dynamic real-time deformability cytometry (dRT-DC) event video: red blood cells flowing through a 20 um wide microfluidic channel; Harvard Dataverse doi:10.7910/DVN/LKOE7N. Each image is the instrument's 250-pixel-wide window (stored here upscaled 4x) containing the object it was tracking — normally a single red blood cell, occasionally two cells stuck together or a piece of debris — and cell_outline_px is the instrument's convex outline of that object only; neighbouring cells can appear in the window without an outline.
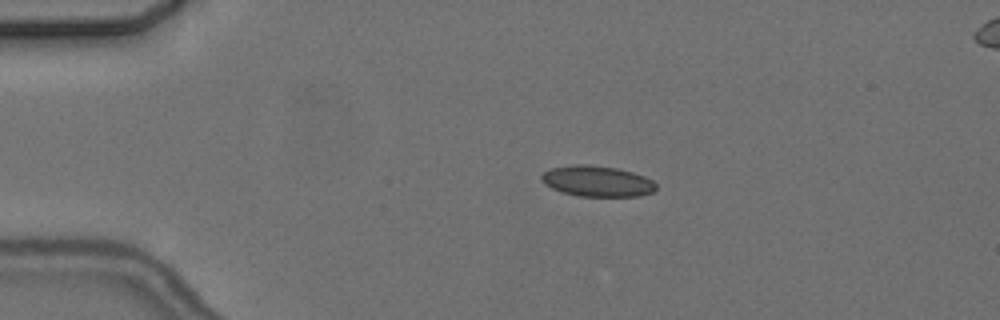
{"species": "common noctule bat (a hibernating species)", "species_latin": "Nyctalus noctula", "temperature_condition": "cold", "stored_images_in_passage": 8, "camera_frame_rate_fps": 3000, "um_per_image_px": 0.085, "animal": {"sex": "female", "body_mass_g": 24.6, "forearm_length_mm": 56.2}, "frame": {"image": 1, "passage_image": 4, "time_ms": 3.333, "image_size_px": [1000, 320], "cell_outline_px": [[656, 188], [652, 192], [640, 196], [580, 196], [564, 192], [552, 188], [544, 184], [540, 180], [540, 176], [544, 172], [552, 168], [572, 164], [592, 164], [616, 168], [632, 172], [644, 176], [652, 180], [656, 184]], "centroid_in_image_um": [50.74, 15.39], "position_along_channel_um": 34.3, "area_um2": 20.58}}
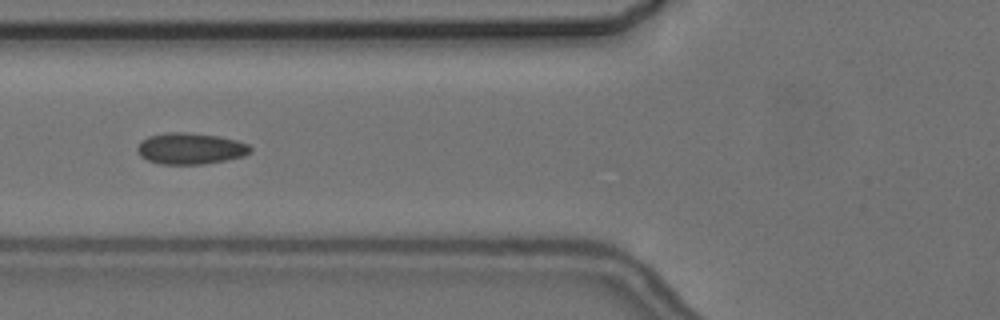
{"frame": {"image": 2, "passage_image": 6, "time_ms": 6.667, "image_size_px": [1000, 320], "cell_outline_px": [[252, 152], [244, 156], [204, 164], [160, 164], [148, 160], [140, 156], [136, 152], [136, 148], [140, 140], [148, 136], [168, 132], [188, 132], [220, 136], [236, 140], [248, 144], [252, 148]], "centroid_in_image_um": [16.16, 12.62], "position_along_channel_um": 109.6, "area_um2": 20.87}}
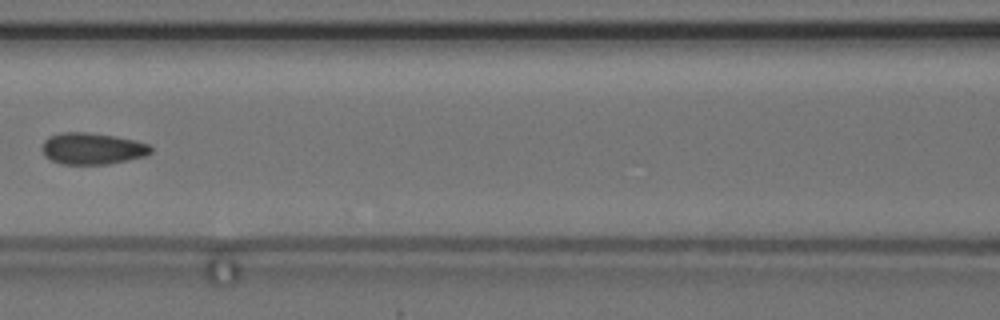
{"frame": {"image": 3, "passage_image": 7, "time_ms": 8.0, "image_size_px": [1000, 320], "cell_outline_px": [[152, 152], [144, 156], [108, 164], [60, 164], [44, 156], [40, 148], [44, 140], [48, 136], [60, 132], [88, 132], [112, 136], [132, 140], [148, 144], [152, 148]], "centroid_in_image_um": [7.77, 12.63], "position_along_channel_um": 158.8, "area_um2": 20.0}}